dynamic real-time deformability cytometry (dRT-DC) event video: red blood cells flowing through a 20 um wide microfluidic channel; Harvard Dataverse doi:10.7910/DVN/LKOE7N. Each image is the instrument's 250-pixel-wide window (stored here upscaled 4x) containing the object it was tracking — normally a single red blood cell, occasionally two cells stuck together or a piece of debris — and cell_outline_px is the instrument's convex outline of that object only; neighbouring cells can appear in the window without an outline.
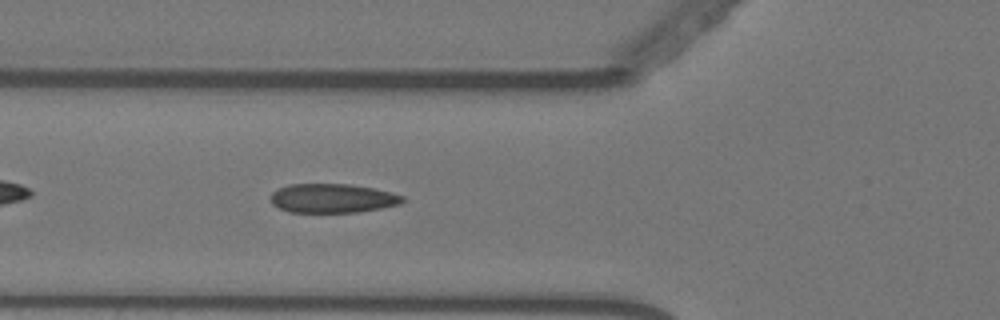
{"species": "Egyptian fruit bat (a non-hibernating species)", "species_latin": "Rousettus aegyptiacus", "temperature_condition": "warm", "stored_images_in_passage": 44, "segment_of_instrument_passage": [1, 2], "camera_frame_rate_fps": 3000, "um_per_image_px": 0.085, "animal": {"sex": "female"}, "frame": {"image": 1, "passage_image": 7, "time_ms": 2.0, "image_size_px": [1000, 320], "cell_outline_px": [[404, 200], [400, 204], [380, 208], [356, 212], [288, 212], [272, 204], [272, 192], [276, 188], [288, 184], [348, 184], [376, 188], [392, 192], [404, 196]], "centroid_in_image_um": [28.26, 16.84], "position_along_channel_um": 97.5, "area_um2": 22.43}}
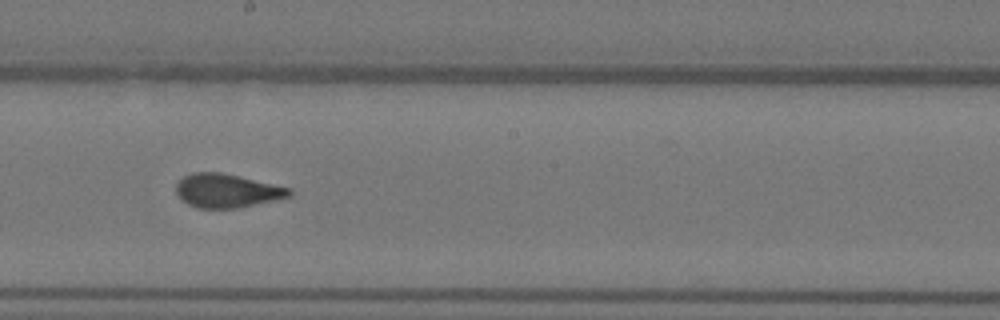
{"frame": {"image": 2, "passage_image": 18, "time_ms": 5.667, "image_size_px": [1000, 320], "cell_outline_px": [[292, 196], [236, 208], [196, 208], [180, 200], [176, 192], [176, 184], [184, 176], [192, 172], [220, 172], [292, 188]], "centroid_in_image_um": [19.26, 16.21], "position_along_channel_um": 228.9, "area_um2": 22.2}}
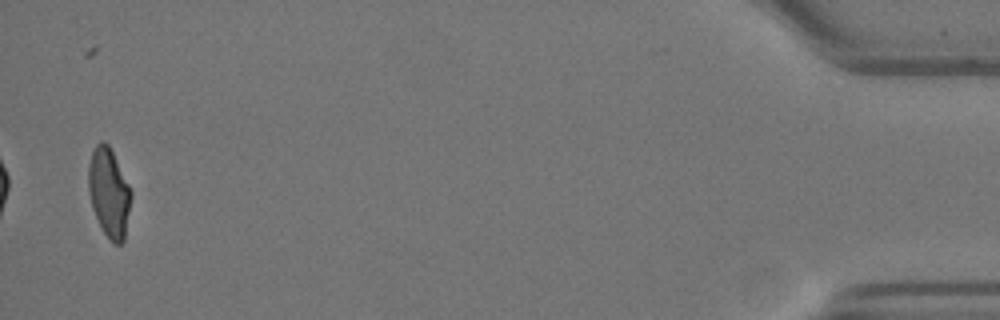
{"frame": {"image": 3, "passage_image": 42, "time_ms": 13.667, "image_size_px": [1000, 320], "cell_outline_px": [[132, 196], [124, 240], [120, 244], [116, 244], [104, 232], [92, 208], [88, 192], [88, 164], [92, 152], [96, 144], [100, 140], [104, 140], [108, 144], [132, 192]], "centroid_in_image_um": [9.25, 16.34], "position_along_channel_um": 426.0, "area_um2": 21.91}}